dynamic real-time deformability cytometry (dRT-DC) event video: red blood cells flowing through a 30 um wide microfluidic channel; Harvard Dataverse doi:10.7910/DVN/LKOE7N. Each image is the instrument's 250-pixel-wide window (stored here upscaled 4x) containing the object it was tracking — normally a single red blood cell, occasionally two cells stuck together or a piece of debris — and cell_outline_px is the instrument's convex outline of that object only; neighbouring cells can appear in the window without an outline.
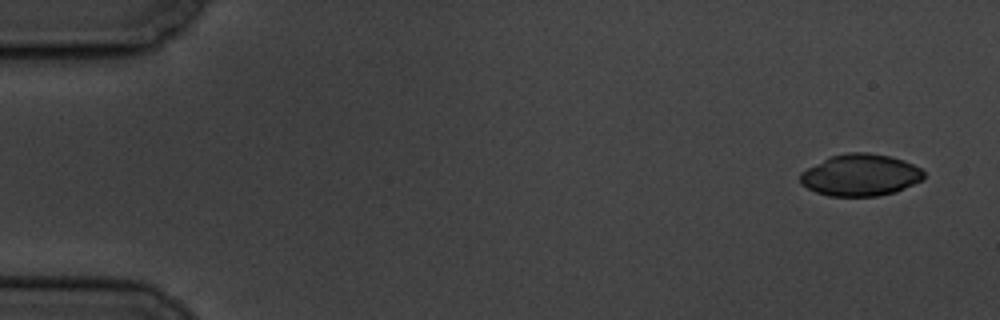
{"species": "common noctule bat (a hibernating species)", "species_latin": "Nyctalus noctula", "temperature_condition": "cold", "stored_images_in_passage": 5, "camera_frame_rate_fps": 3000, "um_per_image_px": 0.085, "animal": {"sex": "male", "body_mass_g": 19.5, "forearm_length_mm": 54.6}, "frame": {"image": 1, "passage_image": 1, "time_ms": 0.0, "image_size_px": [1000, 320], "cell_outline_px": [[924, 180], [896, 192], [876, 196], [828, 196], [816, 192], [800, 184], [800, 172], [832, 156], [848, 152], [868, 152], [892, 156], [904, 160], [920, 168], [924, 172]], "centroid_in_image_um": [73.16, 14.88], "position_along_channel_um": 11.8, "area_um2": 30.23}}